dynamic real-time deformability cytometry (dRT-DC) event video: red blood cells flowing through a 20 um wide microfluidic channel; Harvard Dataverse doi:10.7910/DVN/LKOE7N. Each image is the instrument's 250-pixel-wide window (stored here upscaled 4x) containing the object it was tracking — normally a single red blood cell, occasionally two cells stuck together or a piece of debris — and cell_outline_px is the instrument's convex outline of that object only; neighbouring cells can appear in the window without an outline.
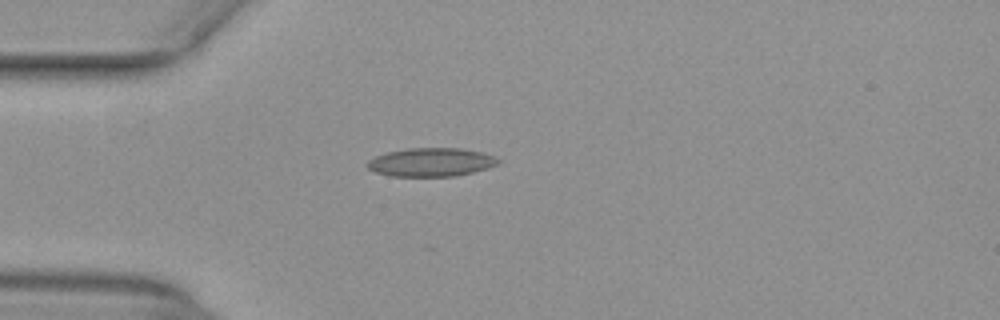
{"species": "common noctule bat (a hibernating species)", "species_latin": "Nyctalus noctula", "temperature_condition": "warm", "stored_images_in_passage": 39, "camera_frame_rate_fps": 3000, "um_per_image_px": 0.085, "animal": {"sex": "female", "body_mass_g": 29.2, "forearm_length_mm": 56.3}, "frame": {"image": 1, "passage_image": 1, "time_ms": 0.0, "image_size_px": [1000, 320], "cell_outline_px": [[500, 164], [488, 168], [456, 176], [388, 176], [376, 172], [368, 168], [368, 160], [376, 156], [388, 152], [408, 148], [460, 148], [484, 152], [496, 156], [500, 160]], "centroid_in_image_um": [36.7, 13.78], "position_along_channel_um": 48.3, "area_um2": 21.85}}
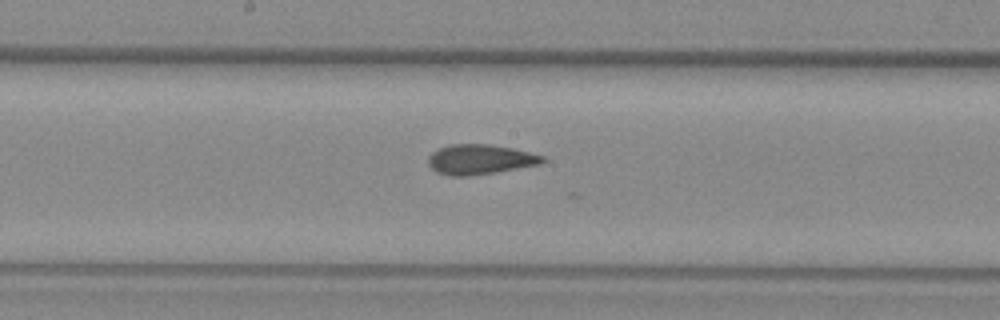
{"frame": {"image": 2, "passage_image": 14, "time_ms": 4.333, "image_size_px": [1000, 320], "cell_outline_px": [[548, 160], [540, 164], [496, 172], [464, 176], [448, 176], [436, 172], [428, 164], [428, 156], [432, 152], [440, 148], [452, 144], [488, 144], [512, 148], [544, 156]], "centroid_in_image_um": [40.79, 13.55], "position_along_channel_um": 207.4, "area_um2": 19.88}}
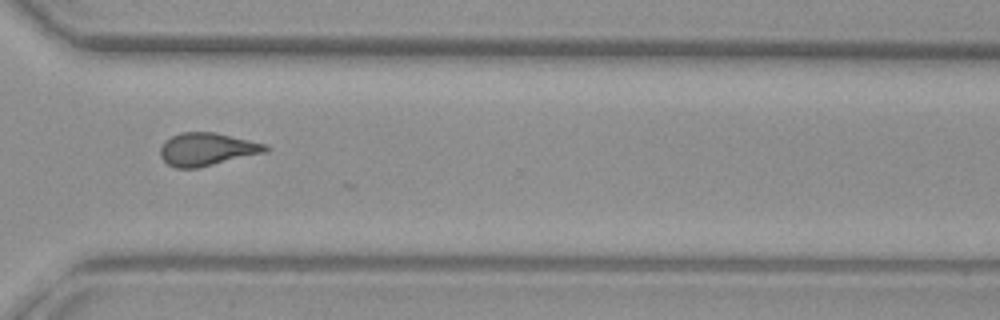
{"frame": {"image": 3, "passage_image": 25, "time_ms": 8.0, "image_size_px": [1000, 320], "cell_outline_px": [[272, 148], [268, 152], [196, 168], [176, 168], [168, 164], [160, 156], [160, 148], [164, 140], [180, 132], [216, 132], [268, 144]], "centroid_in_image_um": [17.63, 12.67], "position_along_channel_um": 353.0, "area_um2": 20.4}, "authors_computed_cell_mechanics": {"area_um2": 19.5942, "velocity_mm_per_s": 3.987, "shape_relaxation_time_tau1_ms": null, "shape_relaxation_time_tau2_ms": 4.0246, "deformation_change_tau1": null, "deformation_change_tau2": 0.1159}}